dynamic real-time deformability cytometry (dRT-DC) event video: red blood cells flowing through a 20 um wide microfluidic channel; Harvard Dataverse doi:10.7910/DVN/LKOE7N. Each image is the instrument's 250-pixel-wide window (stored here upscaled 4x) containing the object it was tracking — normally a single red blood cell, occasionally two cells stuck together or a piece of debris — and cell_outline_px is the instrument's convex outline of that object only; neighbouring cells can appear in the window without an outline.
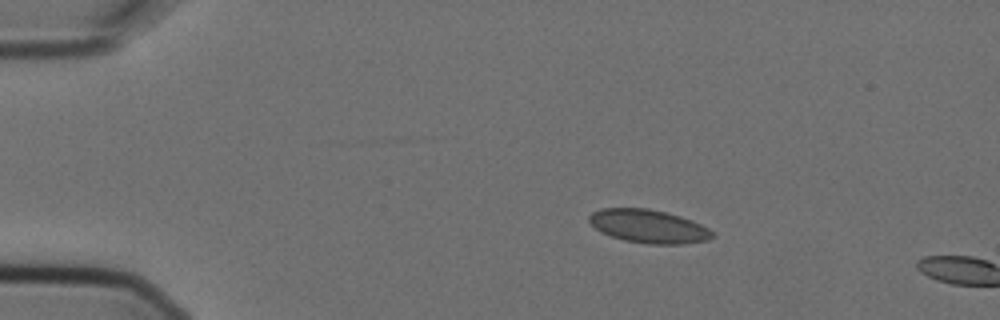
{"species": "Egyptian fruit bat (a non-hibernating species)", "species_latin": "Rousettus aegyptiacus", "temperature_condition": "cold", "stored_images_in_passage": 3, "camera_frame_rate_fps": 3000, "um_per_image_px": 0.085, "animal": {"sex": "female"}, "frame": {"image": 1, "passage_image": 2, "time_ms": 0.333, "image_size_px": [1000, 320], "cell_outline_px": [[716, 236], [708, 240], [684, 244], [648, 244], [624, 240], [600, 232], [588, 220], [588, 216], [592, 212], [600, 208], [648, 208], [680, 216], [692, 220], [708, 228]], "centroid_in_image_um": [55.13, 19.23], "position_along_channel_um": 29.9, "area_um2": 23.99}}